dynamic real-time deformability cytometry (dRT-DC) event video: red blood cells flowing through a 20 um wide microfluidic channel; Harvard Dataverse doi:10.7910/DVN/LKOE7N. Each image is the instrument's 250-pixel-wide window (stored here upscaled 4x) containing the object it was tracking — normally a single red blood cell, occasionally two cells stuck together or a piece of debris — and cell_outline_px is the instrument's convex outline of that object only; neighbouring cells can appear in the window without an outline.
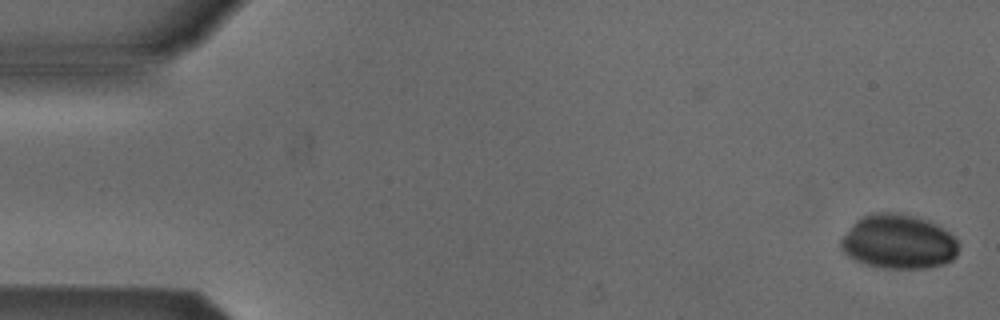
{"species": "Egyptian fruit bat (a non-hibernating species)", "species_latin": "Rousettus aegyptiacus", "temperature_condition": "cold", "stored_images_in_passage": 2, "camera_frame_rate_fps": 3000, "um_per_image_px": 0.085, "animal": {"sex": "male"}, "frame": {"image": 1, "passage_image": 2, "time_ms": 1.333, "image_size_px": [1000, 320], "cell_outline_px": [[956, 256], [952, 260], [944, 264], [928, 268], [884, 268], [868, 264], [856, 260], [848, 256], [840, 248], [840, 240], [856, 220], [872, 212], [888, 212], [912, 216], [928, 220], [948, 232], [956, 240]], "centroid_in_image_um": [76.34, 20.56], "position_along_channel_um": 8.7, "area_um2": 36.82}}